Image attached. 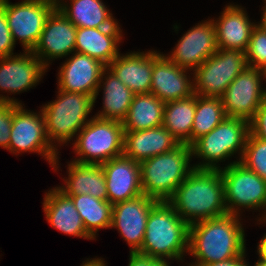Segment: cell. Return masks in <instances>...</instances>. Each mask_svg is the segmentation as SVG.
<instances>
[{
	"label": "cell",
	"mask_w": 266,
	"mask_h": 266,
	"mask_svg": "<svg viewBox=\"0 0 266 266\" xmlns=\"http://www.w3.org/2000/svg\"><path fill=\"white\" fill-rule=\"evenodd\" d=\"M104 262L105 261L103 259L101 260V259L97 258V259H93L91 261L86 260L85 263L83 262L82 266H106Z\"/></svg>",
	"instance_id": "obj_39"
},
{
	"label": "cell",
	"mask_w": 266,
	"mask_h": 266,
	"mask_svg": "<svg viewBox=\"0 0 266 266\" xmlns=\"http://www.w3.org/2000/svg\"><path fill=\"white\" fill-rule=\"evenodd\" d=\"M257 251L260 257L259 261L266 263V234L260 241Z\"/></svg>",
	"instance_id": "obj_38"
},
{
	"label": "cell",
	"mask_w": 266,
	"mask_h": 266,
	"mask_svg": "<svg viewBox=\"0 0 266 266\" xmlns=\"http://www.w3.org/2000/svg\"><path fill=\"white\" fill-rule=\"evenodd\" d=\"M249 129L254 136L266 140V99L249 121Z\"/></svg>",
	"instance_id": "obj_36"
},
{
	"label": "cell",
	"mask_w": 266,
	"mask_h": 266,
	"mask_svg": "<svg viewBox=\"0 0 266 266\" xmlns=\"http://www.w3.org/2000/svg\"><path fill=\"white\" fill-rule=\"evenodd\" d=\"M226 117L220 97L196 95V110L191 131V145L198 138L208 134Z\"/></svg>",
	"instance_id": "obj_31"
},
{
	"label": "cell",
	"mask_w": 266,
	"mask_h": 266,
	"mask_svg": "<svg viewBox=\"0 0 266 266\" xmlns=\"http://www.w3.org/2000/svg\"><path fill=\"white\" fill-rule=\"evenodd\" d=\"M189 225L167 201H159L150 211L144 241L137 252L157 259L182 260L188 251Z\"/></svg>",
	"instance_id": "obj_3"
},
{
	"label": "cell",
	"mask_w": 266,
	"mask_h": 266,
	"mask_svg": "<svg viewBox=\"0 0 266 266\" xmlns=\"http://www.w3.org/2000/svg\"><path fill=\"white\" fill-rule=\"evenodd\" d=\"M218 50L214 19L203 22L188 30L181 37L172 54L166 56L183 69L199 67Z\"/></svg>",
	"instance_id": "obj_14"
},
{
	"label": "cell",
	"mask_w": 266,
	"mask_h": 266,
	"mask_svg": "<svg viewBox=\"0 0 266 266\" xmlns=\"http://www.w3.org/2000/svg\"><path fill=\"white\" fill-rule=\"evenodd\" d=\"M76 31L77 27L56 7L48 16L32 53L47 67V60L75 52Z\"/></svg>",
	"instance_id": "obj_15"
},
{
	"label": "cell",
	"mask_w": 266,
	"mask_h": 266,
	"mask_svg": "<svg viewBox=\"0 0 266 266\" xmlns=\"http://www.w3.org/2000/svg\"><path fill=\"white\" fill-rule=\"evenodd\" d=\"M103 74H108V77H105L106 80L103 85L101 83L99 85V88H101L100 86L104 87V106L103 111L95 117L123 122L126 119L135 93L124 85L107 67L103 70Z\"/></svg>",
	"instance_id": "obj_28"
},
{
	"label": "cell",
	"mask_w": 266,
	"mask_h": 266,
	"mask_svg": "<svg viewBox=\"0 0 266 266\" xmlns=\"http://www.w3.org/2000/svg\"><path fill=\"white\" fill-rule=\"evenodd\" d=\"M191 158V146L180 143L171 151L140 162L143 194L157 201H168L194 169L189 166Z\"/></svg>",
	"instance_id": "obj_4"
},
{
	"label": "cell",
	"mask_w": 266,
	"mask_h": 266,
	"mask_svg": "<svg viewBox=\"0 0 266 266\" xmlns=\"http://www.w3.org/2000/svg\"><path fill=\"white\" fill-rule=\"evenodd\" d=\"M120 28H77L75 52L88 55L108 66L118 55Z\"/></svg>",
	"instance_id": "obj_24"
},
{
	"label": "cell",
	"mask_w": 266,
	"mask_h": 266,
	"mask_svg": "<svg viewBox=\"0 0 266 266\" xmlns=\"http://www.w3.org/2000/svg\"><path fill=\"white\" fill-rule=\"evenodd\" d=\"M158 202L141 194L127 201L113 204L110 227L118 228L121 236L131 247L130 253H137L141 249L147 218Z\"/></svg>",
	"instance_id": "obj_13"
},
{
	"label": "cell",
	"mask_w": 266,
	"mask_h": 266,
	"mask_svg": "<svg viewBox=\"0 0 266 266\" xmlns=\"http://www.w3.org/2000/svg\"><path fill=\"white\" fill-rule=\"evenodd\" d=\"M15 109V103L0 102V146L5 149L9 148L13 111Z\"/></svg>",
	"instance_id": "obj_34"
},
{
	"label": "cell",
	"mask_w": 266,
	"mask_h": 266,
	"mask_svg": "<svg viewBox=\"0 0 266 266\" xmlns=\"http://www.w3.org/2000/svg\"><path fill=\"white\" fill-rule=\"evenodd\" d=\"M238 216L226 214L189 226L188 252L197 261L190 266H205L245 256V235Z\"/></svg>",
	"instance_id": "obj_1"
},
{
	"label": "cell",
	"mask_w": 266,
	"mask_h": 266,
	"mask_svg": "<svg viewBox=\"0 0 266 266\" xmlns=\"http://www.w3.org/2000/svg\"><path fill=\"white\" fill-rule=\"evenodd\" d=\"M14 46L5 11L0 7V58L12 56Z\"/></svg>",
	"instance_id": "obj_35"
},
{
	"label": "cell",
	"mask_w": 266,
	"mask_h": 266,
	"mask_svg": "<svg viewBox=\"0 0 266 266\" xmlns=\"http://www.w3.org/2000/svg\"><path fill=\"white\" fill-rule=\"evenodd\" d=\"M43 208L48 223L62 233L93 239L85 230L83 220L70 196L58 187L46 193Z\"/></svg>",
	"instance_id": "obj_22"
},
{
	"label": "cell",
	"mask_w": 266,
	"mask_h": 266,
	"mask_svg": "<svg viewBox=\"0 0 266 266\" xmlns=\"http://www.w3.org/2000/svg\"><path fill=\"white\" fill-rule=\"evenodd\" d=\"M263 11L264 12H263L261 23L266 27V8H264Z\"/></svg>",
	"instance_id": "obj_43"
},
{
	"label": "cell",
	"mask_w": 266,
	"mask_h": 266,
	"mask_svg": "<svg viewBox=\"0 0 266 266\" xmlns=\"http://www.w3.org/2000/svg\"><path fill=\"white\" fill-rule=\"evenodd\" d=\"M245 256L238 258V259H232L231 260V266H248L244 260Z\"/></svg>",
	"instance_id": "obj_40"
},
{
	"label": "cell",
	"mask_w": 266,
	"mask_h": 266,
	"mask_svg": "<svg viewBox=\"0 0 266 266\" xmlns=\"http://www.w3.org/2000/svg\"><path fill=\"white\" fill-rule=\"evenodd\" d=\"M186 69L172 63L165 55L153 51V70L150 93L164 103L194 95V83Z\"/></svg>",
	"instance_id": "obj_17"
},
{
	"label": "cell",
	"mask_w": 266,
	"mask_h": 266,
	"mask_svg": "<svg viewBox=\"0 0 266 266\" xmlns=\"http://www.w3.org/2000/svg\"><path fill=\"white\" fill-rule=\"evenodd\" d=\"M250 132L249 121L238 117H226L208 134L198 138L192 145V155L206 162L193 166L196 169H220L216 164L232 156L240 149L242 158L246 139ZM208 161V162H207Z\"/></svg>",
	"instance_id": "obj_6"
},
{
	"label": "cell",
	"mask_w": 266,
	"mask_h": 266,
	"mask_svg": "<svg viewBox=\"0 0 266 266\" xmlns=\"http://www.w3.org/2000/svg\"><path fill=\"white\" fill-rule=\"evenodd\" d=\"M66 186L58 187L66 195L88 194L101 200H107V186L101 165L71 162L68 165Z\"/></svg>",
	"instance_id": "obj_25"
},
{
	"label": "cell",
	"mask_w": 266,
	"mask_h": 266,
	"mask_svg": "<svg viewBox=\"0 0 266 266\" xmlns=\"http://www.w3.org/2000/svg\"><path fill=\"white\" fill-rule=\"evenodd\" d=\"M128 266H169L166 259H157L143 256L138 253H130Z\"/></svg>",
	"instance_id": "obj_37"
},
{
	"label": "cell",
	"mask_w": 266,
	"mask_h": 266,
	"mask_svg": "<svg viewBox=\"0 0 266 266\" xmlns=\"http://www.w3.org/2000/svg\"><path fill=\"white\" fill-rule=\"evenodd\" d=\"M256 264H255V266H266V263H263V262H261V261H257V262H255Z\"/></svg>",
	"instance_id": "obj_44"
},
{
	"label": "cell",
	"mask_w": 266,
	"mask_h": 266,
	"mask_svg": "<svg viewBox=\"0 0 266 266\" xmlns=\"http://www.w3.org/2000/svg\"><path fill=\"white\" fill-rule=\"evenodd\" d=\"M58 99L44 105L41 112L44 116L46 133L49 142L67 143L80 131L89 121L95 100L86 93H74L60 90Z\"/></svg>",
	"instance_id": "obj_5"
},
{
	"label": "cell",
	"mask_w": 266,
	"mask_h": 266,
	"mask_svg": "<svg viewBox=\"0 0 266 266\" xmlns=\"http://www.w3.org/2000/svg\"><path fill=\"white\" fill-rule=\"evenodd\" d=\"M70 196L83 220L86 232L95 239L100 228H110L113 205L88 194Z\"/></svg>",
	"instance_id": "obj_30"
},
{
	"label": "cell",
	"mask_w": 266,
	"mask_h": 266,
	"mask_svg": "<svg viewBox=\"0 0 266 266\" xmlns=\"http://www.w3.org/2000/svg\"><path fill=\"white\" fill-rule=\"evenodd\" d=\"M56 7L77 28H120L101 0H71L69 7L56 0Z\"/></svg>",
	"instance_id": "obj_26"
},
{
	"label": "cell",
	"mask_w": 266,
	"mask_h": 266,
	"mask_svg": "<svg viewBox=\"0 0 266 266\" xmlns=\"http://www.w3.org/2000/svg\"><path fill=\"white\" fill-rule=\"evenodd\" d=\"M0 102H11V103H15V104H21L20 102H17L15 99L13 100V98L12 99H10L9 97H4V96H1L0 95Z\"/></svg>",
	"instance_id": "obj_42"
},
{
	"label": "cell",
	"mask_w": 266,
	"mask_h": 266,
	"mask_svg": "<svg viewBox=\"0 0 266 266\" xmlns=\"http://www.w3.org/2000/svg\"><path fill=\"white\" fill-rule=\"evenodd\" d=\"M219 170L224 184V200L228 214L239 215V207L266 209L264 179L239 161H234ZM262 218L266 221V215Z\"/></svg>",
	"instance_id": "obj_9"
},
{
	"label": "cell",
	"mask_w": 266,
	"mask_h": 266,
	"mask_svg": "<svg viewBox=\"0 0 266 266\" xmlns=\"http://www.w3.org/2000/svg\"><path fill=\"white\" fill-rule=\"evenodd\" d=\"M59 71L58 88L67 92L98 95L99 85L104 82L103 70L107 67L101 61L80 53H72Z\"/></svg>",
	"instance_id": "obj_16"
},
{
	"label": "cell",
	"mask_w": 266,
	"mask_h": 266,
	"mask_svg": "<svg viewBox=\"0 0 266 266\" xmlns=\"http://www.w3.org/2000/svg\"><path fill=\"white\" fill-rule=\"evenodd\" d=\"M165 103L154 94H135L126 119L124 131H141L163 125Z\"/></svg>",
	"instance_id": "obj_27"
},
{
	"label": "cell",
	"mask_w": 266,
	"mask_h": 266,
	"mask_svg": "<svg viewBox=\"0 0 266 266\" xmlns=\"http://www.w3.org/2000/svg\"><path fill=\"white\" fill-rule=\"evenodd\" d=\"M261 76L266 78V72L247 67L230 83L220 97L226 116L247 121L255 116L266 99V90H263L260 84Z\"/></svg>",
	"instance_id": "obj_12"
},
{
	"label": "cell",
	"mask_w": 266,
	"mask_h": 266,
	"mask_svg": "<svg viewBox=\"0 0 266 266\" xmlns=\"http://www.w3.org/2000/svg\"><path fill=\"white\" fill-rule=\"evenodd\" d=\"M179 144L163 125L141 131H124L123 155L140 163L171 151Z\"/></svg>",
	"instance_id": "obj_20"
},
{
	"label": "cell",
	"mask_w": 266,
	"mask_h": 266,
	"mask_svg": "<svg viewBox=\"0 0 266 266\" xmlns=\"http://www.w3.org/2000/svg\"><path fill=\"white\" fill-rule=\"evenodd\" d=\"M107 186V200L113 205L143 194L140 163L124 155L101 164Z\"/></svg>",
	"instance_id": "obj_18"
},
{
	"label": "cell",
	"mask_w": 266,
	"mask_h": 266,
	"mask_svg": "<svg viewBox=\"0 0 266 266\" xmlns=\"http://www.w3.org/2000/svg\"><path fill=\"white\" fill-rule=\"evenodd\" d=\"M246 53L240 50L218 49L194 72V94L221 97L230 83L246 68Z\"/></svg>",
	"instance_id": "obj_8"
},
{
	"label": "cell",
	"mask_w": 266,
	"mask_h": 266,
	"mask_svg": "<svg viewBox=\"0 0 266 266\" xmlns=\"http://www.w3.org/2000/svg\"><path fill=\"white\" fill-rule=\"evenodd\" d=\"M239 162L266 181V140L249 132Z\"/></svg>",
	"instance_id": "obj_32"
},
{
	"label": "cell",
	"mask_w": 266,
	"mask_h": 266,
	"mask_svg": "<svg viewBox=\"0 0 266 266\" xmlns=\"http://www.w3.org/2000/svg\"><path fill=\"white\" fill-rule=\"evenodd\" d=\"M196 110V94L165 103L163 126L179 141L191 146V131Z\"/></svg>",
	"instance_id": "obj_29"
},
{
	"label": "cell",
	"mask_w": 266,
	"mask_h": 266,
	"mask_svg": "<svg viewBox=\"0 0 266 266\" xmlns=\"http://www.w3.org/2000/svg\"><path fill=\"white\" fill-rule=\"evenodd\" d=\"M54 146L56 145L51 144L47 137L43 113L36 114L30 110L28 112L23 109L22 104H16V109L13 111L8 150L14 154L20 151L43 153L42 156L49 161L52 167L56 168L59 152Z\"/></svg>",
	"instance_id": "obj_11"
},
{
	"label": "cell",
	"mask_w": 266,
	"mask_h": 266,
	"mask_svg": "<svg viewBox=\"0 0 266 266\" xmlns=\"http://www.w3.org/2000/svg\"><path fill=\"white\" fill-rule=\"evenodd\" d=\"M77 135L74 150L82 157L75 158L76 163L101 165L123 155L122 122L93 117Z\"/></svg>",
	"instance_id": "obj_7"
},
{
	"label": "cell",
	"mask_w": 266,
	"mask_h": 266,
	"mask_svg": "<svg viewBox=\"0 0 266 266\" xmlns=\"http://www.w3.org/2000/svg\"><path fill=\"white\" fill-rule=\"evenodd\" d=\"M245 53L248 67L266 72V27L262 23L254 27Z\"/></svg>",
	"instance_id": "obj_33"
},
{
	"label": "cell",
	"mask_w": 266,
	"mask_h": 266,
	"mask_svg": "<svg viewBox=\"0 0 266 266\" xmlns=\"http://www.w3.org/2000/svg\"><path fill=\"white\" fill-rule=\"evenodd\" d=\"M205 266H231V260L207 264Z\"/></svg>",
	"instance_id": "obj_41"
},
{
	"label": "cell",
	"mask_w": 266,
	"mask_h": 266,
	"mask_svg": "<svg viewBox=\"0 0 266 266\" xmlns=\"http://www.w3.org/2000/svg\"><path fill=\"white\" fill-rule=\"evenodd\" d=\"M46 69L32 51L0 58V89L14 94L29 90L39 82Z\"/></svg>",
	"instance_id": "obj_19"
},
{
	"label": "cell",
	"mask_w": 266,
	"mask_h": 266,
	"mask_svg": "<svg viewBox=\"0 0 266 266\" xmlns=\"http://www.w3.org/2000/svg\"><path fill=\"white\" fill-rule=\"evenodd\" d=\"M135 94H149L152 82L153 51L120 54L107 66Z\"/></svg>",
	"instance_id": "obj_21"
},
{
	"label": "cell",
	"mask_w": 266,
	"mask_h": 266,
	"mask_svg": "<svg viewBox=\"0 0 266 266\" xmlns=\"http://www.w3.org/2000/svg\"><path fill=\"white\" fill-rule=\"evenodd\" d=\"M167 202L189 226L228 214L219 169L194 168Z\"/></svg>",
	"instance_id": "obj_2"
},
{
	"label": "cell",
	"mask_w": 266,
	"mask_h": 266,
	"mask_svg": "<svg viewBox=\"0 0 266 266\" xmlns=\"http://www.w3.org/2000/svg\"><path fill=\"white\" fill-rule=\"evenodd\" d=\"M0 7L5 11L14 44L19 39L25 51H33L48 16L56 8V0H24L17 4L0 0Z\"/></svg>",
	"instance_id": "obj_10"
},
{
	"label": "cell",
	"mask_w": 266,
	"mask_h": 266,
	"mask_svg": "<svg viewBox=\"0 0 266 266\" xmlns=\"http://www.w3.org/2000/svg\"><path fill=\"white\" fill-rule=\"evenodd\" d=\"M243 8L228 5L219 20H214L218 49L246 52L256 24L251 23Z\"/></svg>",
	"instance_id": "obj_23"
}]
</instances>
